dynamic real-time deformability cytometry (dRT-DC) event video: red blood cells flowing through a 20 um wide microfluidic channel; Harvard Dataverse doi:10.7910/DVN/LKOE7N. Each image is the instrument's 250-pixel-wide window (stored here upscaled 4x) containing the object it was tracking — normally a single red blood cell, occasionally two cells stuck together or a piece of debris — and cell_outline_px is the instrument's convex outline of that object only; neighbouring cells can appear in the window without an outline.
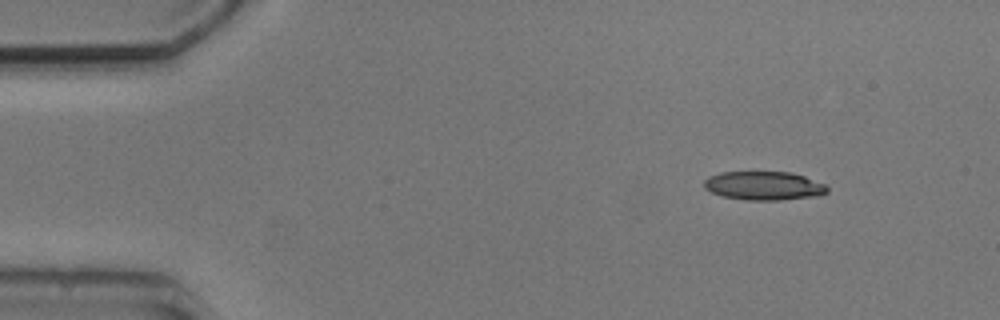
{"species": "common noctule bat (a hibernating species)", "species_latin": "Nyctalus noctula", "temperature_condition": "cold", "stored_images_in_passage": 3, "camera_frame_rate_fps": 3000, "um_per_image_px": 0.085, "animal": {"sex": "male", "body_mass_g": 20.5, "forearm_length_mm": 52.5}, "frame": {"image": 1, "passage_image": 1, "time_ms": 0.0, "image_size_px": [1000, 320], "cell_outline_px": [[828, 192], [820, 196], [780, 200], [748, 200], [724, 196], [712, 192], [704, 188], [704, 180], [708, 176], [720, 172], [792, 172], [804, 176], [824, 184], [828, 188]], "centroid_in_image_um": [64.94, 15.79], "position_along_channel_um": 20.1, "area_um2": 20.63}}